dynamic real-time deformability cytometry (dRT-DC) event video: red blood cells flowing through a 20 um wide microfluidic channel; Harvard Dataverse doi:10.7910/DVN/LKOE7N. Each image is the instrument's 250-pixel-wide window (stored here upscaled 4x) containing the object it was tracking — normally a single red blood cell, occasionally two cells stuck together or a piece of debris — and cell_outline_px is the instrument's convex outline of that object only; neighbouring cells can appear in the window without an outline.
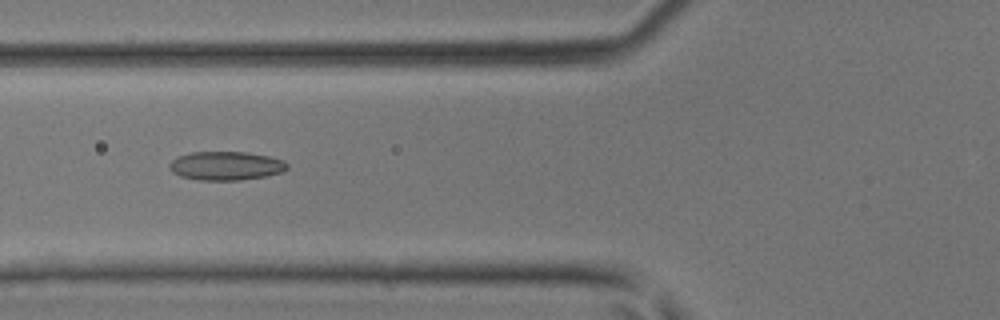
{"species": "common noctule bat (a hibernating species)", "species_latin": "Nyctalus noctula", "temperature_condition": "room temperature", "stored_images_in_passage": 43, "camera_frame_rate_fps": 3000, "um_per_image_px": 0.085, "animal": {"sex": "male", "body_mass_g": 17.9, "forearm_length_mm": 54.2}, "frame": {"image": 1, "passage_image": 15, "time_ms": 4.667, "image_size_px": [1000, 320], "cell_outline_px": [[288, 168], [284, 172], [268, 176], [240, 180], [200, 180], [180, 176], [172, 172], [168, 164], [176, 156], [192, 152], [248, 152], [268, 156], [284, 160], [288, 164]], "centroid_in_image_um": [19.23, 14.09], "position_along_channel_um": 106.6, "area_um2": 19.94}}
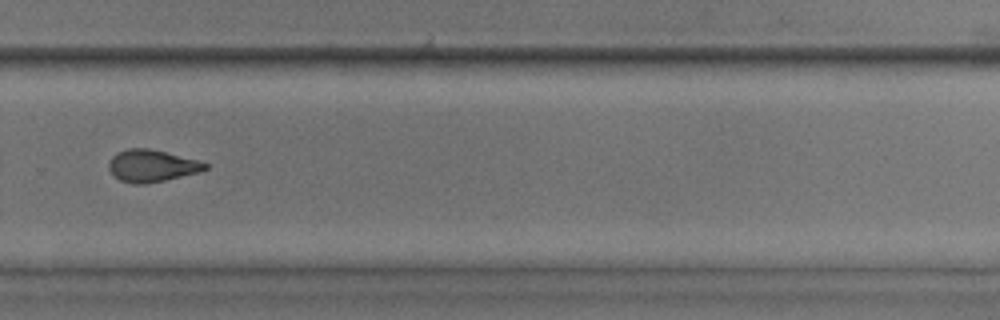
{"frame": {"image": 2, "passage_image": 29, "time_ms": 9.333, "image_size_px": [1000, 320], "cell_outline_px": [[208, 168], [200, 172], [164, 180], [144, 184], [136, 184], [120, 180], [108, 168], [108, 164], [112, 156], [128, 148], [148, 148], [200, 160], [208, 164]], "centroid_in_image_um": [12.93, 14.09], "position_along_channel_um": 316.9, "area_um2": 17.86}}
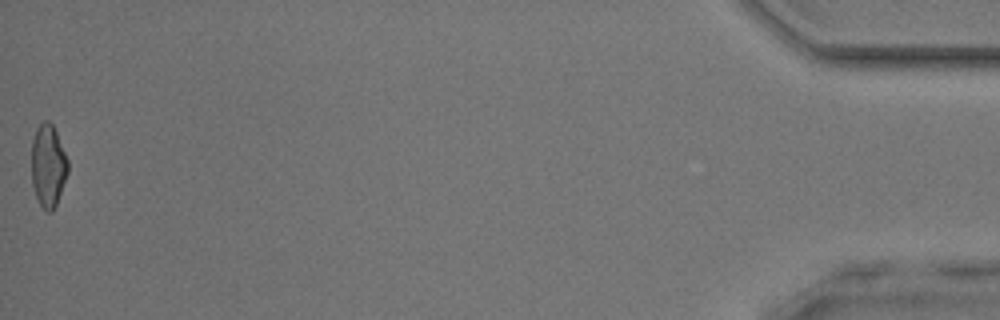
{"frame": {"image": 3, "passage_image": 43, "time_ms": 14.0, "image_size_px": [1000, 320], "cell_outline_px": [[68, 172], [56, 204], [52, 212], [48, 212], [36, 200], [32, 184], [32, 140], [36, 128], [44, 120], [48, 120], [52, 124], [56, 132], [68, 160]], "centroid_in_image_um": [4.08, 14.09], "position_along_channel_um": 431.1, "area_um2": 17.46}}